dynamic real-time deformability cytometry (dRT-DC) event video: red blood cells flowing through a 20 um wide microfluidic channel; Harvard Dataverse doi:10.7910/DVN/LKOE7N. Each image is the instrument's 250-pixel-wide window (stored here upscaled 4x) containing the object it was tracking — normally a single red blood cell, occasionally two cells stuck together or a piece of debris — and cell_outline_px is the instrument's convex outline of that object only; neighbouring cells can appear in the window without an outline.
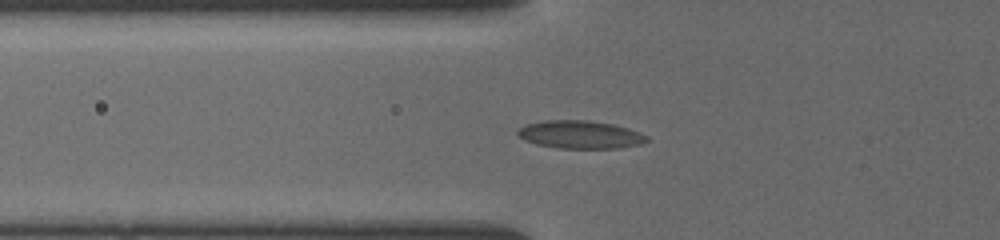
{"species": "common noctule bat (a hibernating species)", "species_latin": "Nyctalus noctula", "temperature_condition": "cold", "stored_images_in_passage": 52, "camera_frame_rate_fps": 3000, "um_per_image_px": 0.085, "animal": {"sex": "female", "body_mass_g": 19.5, "forearm_length_mm": 54.1}, "frame": {"image": 1, "passage_image": 2, "time_ms": 0.333, "image_size_px": [1000, 240], "cell_outline_px": [[648, 140], [640, 144], [620, 148], [556, 148], [536, 144], [524, 140], [516, 136], [516, 132], [524, 124], [544, 120], [588, 120], [612, 124], [628, 128], [648, 136]], "centroid_in_image_um": [49.26, 11.44], "position_along_channel_um": 76.5, "area_um2": 21.15}}
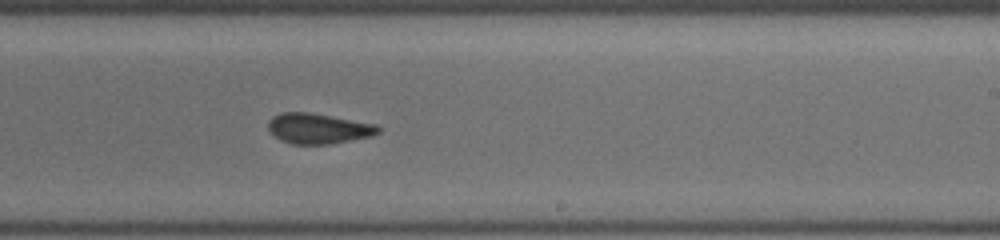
{"frame": {"image": 2, "passage_image": 24, "time_ms": 5.0, "image_size_px": [1000, 240], "cell_outline_px": [[380, 132], [372, 136], [352, 140], [328, 144], [292, 144], [280, 140], [268, 132], [268, 120], [272, 116], [280, 112], [308, 112], [376, 124], [380, 128]], "centroid_in_image_um": [27.01, 10.92], "position_along_channel_um": 262.0, "area_um2": 19.59}}
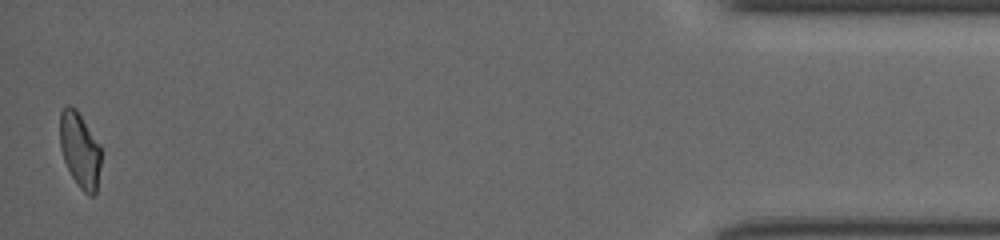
{"frame": {"image": 3, "passage_image": 52, "time_ms": 11.0, "image_size_px": [1000, 240], "cell_outline_px": [[100, 168], [96, 192], [92, 196], [88, 196], [80, 188], [72, 176], [64, 160], [60, 148], [60, 112], [68, 104], [76, 108], [100, 144]], "centroid_in_image_um": [6.79, 12.74], "position_along_channel_um": 428.4, "area_um2": 18.03}}